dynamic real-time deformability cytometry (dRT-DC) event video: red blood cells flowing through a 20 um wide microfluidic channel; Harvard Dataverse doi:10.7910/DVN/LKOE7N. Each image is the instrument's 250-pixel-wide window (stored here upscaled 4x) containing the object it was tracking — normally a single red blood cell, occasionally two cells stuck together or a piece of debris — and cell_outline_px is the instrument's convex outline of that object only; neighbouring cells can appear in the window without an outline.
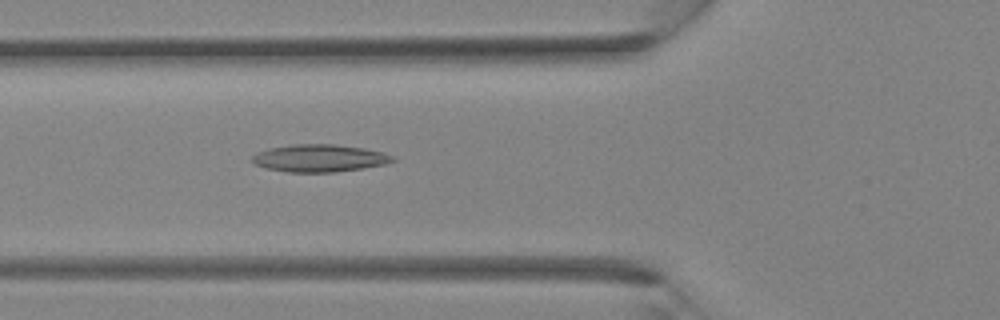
{"species": "Egyptian fruit bat (a non-hibernating species)", "species_latin": "Rousettus aegyptiacus", "temperature_condition": "room temperature", "stored_images_in_passage": 36, "camera_frame_rate_fps": 3000, "um_per_image_px": 0.085, "animal": {"sex": "female"}, "frame": {"image": 1, "passage_image": 13, "time_ms": 4.0, "image_size_px": [1000, 320], "cell_outline_px": [[396, 160], [388, 164], [364, 168], [336, 172], [288, 172], [264, 168], [256, 164], [252, 160], [252, 156], [256, 152], [268, 148], [292, 144], [332, 144], [364, 148], [384, 152], [396, 156]], "centroid_in_image_um": [27.19, 13.44], "position_along_channel_um": 98.6, "area_um2": 22.77}}
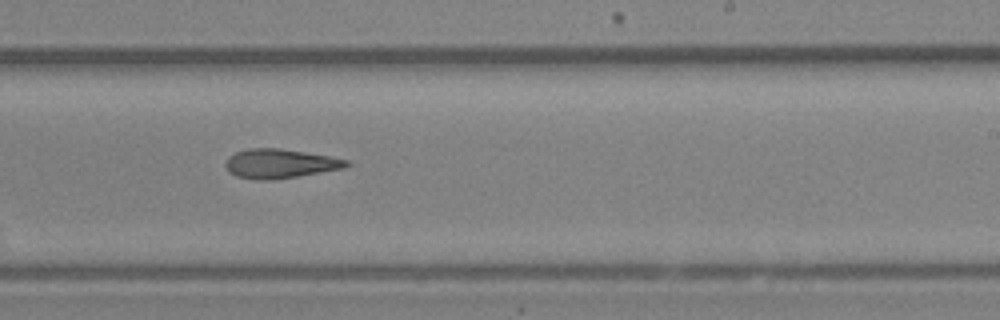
{"frame": {"image": 2, "passage_image": 22, "time_ms": 7.0, "image_size_px": [1000, 320], "cell_outline_px": [[352, 164], [344, 168], [272, 180], [256, 180], [236, 176], [228, 172], [224, 164], [228, 156], [236, 152], [248, 148], [276, 148], [304, 152], [328, 156], [348, 160]], "centroid_in_image_um": [23.75, 13.91], "position_along_channel_um": 265.3, "area_um2": 20.52}}
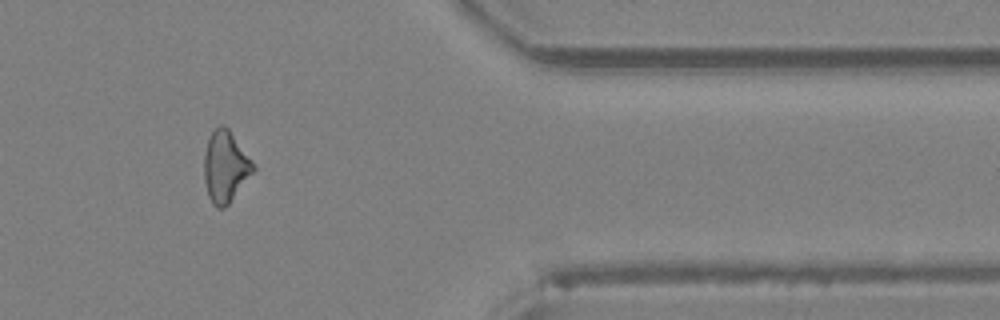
{"frame": {"image": 3, "passage_image": 30, "time_ms": 9.667, "image_size_px": [1000, 320], "cell_outline_px": [[256, 168], [228, 204], [224, 208], [216, 208], [212, 204], [208, 196], [204, 180], [204, 152], [208, 140], [212, 132], [220, 124], [224, 124], [228, 128]], "centroid_in_image_um": [19.12, 14.18], "position_along_channel_um": 392.3, "area_um2": 20.06}}